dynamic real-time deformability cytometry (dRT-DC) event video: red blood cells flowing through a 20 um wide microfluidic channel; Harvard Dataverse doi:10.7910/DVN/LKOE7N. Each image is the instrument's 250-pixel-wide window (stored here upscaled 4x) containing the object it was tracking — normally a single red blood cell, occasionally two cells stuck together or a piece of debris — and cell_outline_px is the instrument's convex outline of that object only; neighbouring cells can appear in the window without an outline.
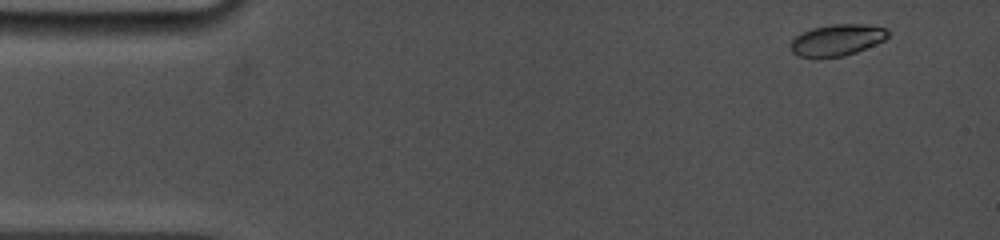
{"species": "common noctule bat (a hibernating species)", "species_latin": "Nyctalus noctula", "temperature_condition": "cold", "stored_images_in_passage": 5, "camera_frame_rate_fps": 5000, "um_per_image_px": 0.085, "animal": {"sex": "female", "body_mass_g": 19.0, "forearm_length_mm": 53.3}, "frame": {"image": 1, "passage_image": 1, "time_ms": 0.0, "image_size_px": [1000, 240], "cell_outline_px": [[888, 36], [884, 40], [856, 52], [844, 56], [800, 56], [792, 52], [788, 44], [796, 36], [812, 28], [832, 24], [860, 24], [888, 28]], "centroid_in_image_um": [71.15, 3.38], "position_along_channel_um": 13.9, "area_um2": 17.51}}
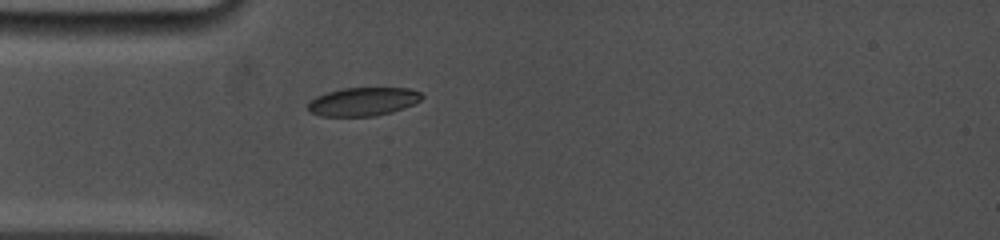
{"frame": {"image": 2, "passage_image": 5, "time_ms": 3.6, "image_size_px": [1000, 240], "cell_outline_px": [[424, 96], [420, 100], [404, 108], [392, 112], [376, 116], [320, 116], [308, 112], [308, 104], [316, 96], [328, 92], [344, 88], [408, 88], [420, 92]], "centroid_in_image_um": [30.86, 8.64], "position_along_channel_um": 54.1, "area_um2": 18.84}}